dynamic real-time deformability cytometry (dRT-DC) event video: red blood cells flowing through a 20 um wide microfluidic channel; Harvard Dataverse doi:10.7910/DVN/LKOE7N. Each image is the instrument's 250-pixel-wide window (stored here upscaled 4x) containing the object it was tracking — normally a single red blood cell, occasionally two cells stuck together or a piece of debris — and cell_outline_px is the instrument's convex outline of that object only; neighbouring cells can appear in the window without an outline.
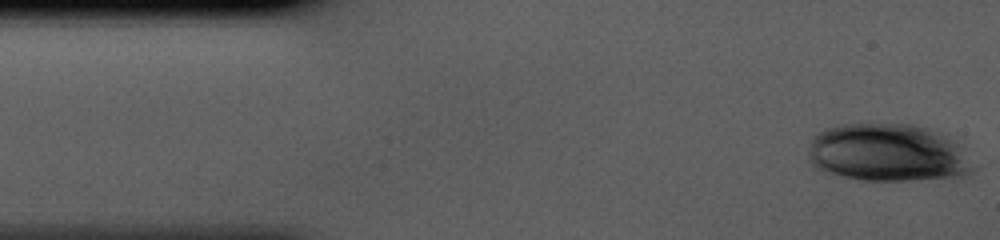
{"species": "human", "species_latin": "Homo sapiens", "temperature_condition": "cold", "stored_images_in_passage": 41, "camera_frame_rate_fps": 3000, "um_per_image_px": 0.085, "donor": {"sex": "male"}, "frame": {"image": 1, "passage_image": 1, "time_ms": 0.0, "image_size_px": [1000, 240], "cell_outline_px": [[976, 168], [972, 172], [960, 180], [860, 180], [836, 176], [820, 172], [808, 160], [808, 152], [812, 140], [816, 132], [824, 128], [840, 124], [912, 124], [928, 128], [940, 132], [948, 136], [960, 144], [964, 148]], "centroid_in_image_um": [75.53, 13.02], "position_along_channel_um": 9.5, "area_um2": 57.22}}
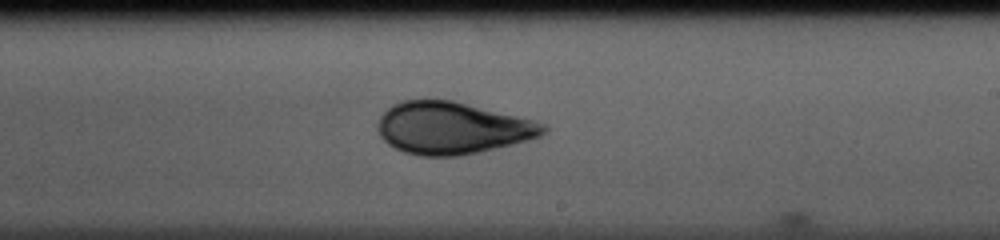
{"frame": {"image": 2, "passage_image": 24, "time_ms": 7.667, "image_size_px": [1000, 240], "cell_outline_px": [[548, 132], [540, 136], [528, 140], [512, 144], [460, 156], [420, 156], [404, 152], [388, 144], [380, 136], [376, 128], [376, 124], [380, 116], [392, 104], [404, 100], [452, 100], [536, 120], [548, 124]], "centroid_in_image_um": [38.45, 10.88], "position_along_channel_um": 250.5, "area_um2": 50.52}}
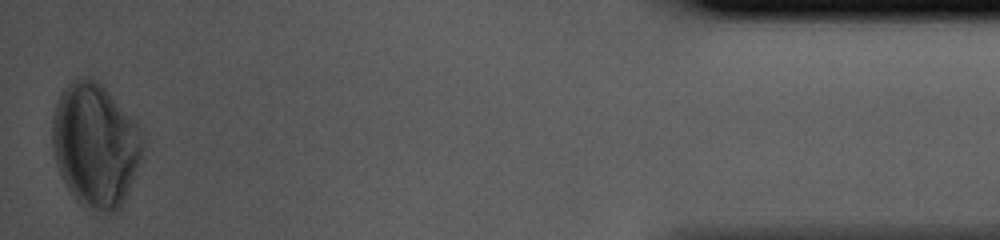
{"frame": {"image": 3, "passage_image": 41, "time_ms": 13.333, "image_size_px": [1000, 240], "cell_outline_px": [[144, 148], [140, 164], [124, 200], [120, 208], [116, 212], [104, 212], [84, 208], [72, 196], [60, 176], [56, 164], [52, 148], [52, 116], [60, 92], [76, 76], [84, 76], [96, 80], [136, 120], [140, 128], [144, 140]], "centroid_in_image_um": [8.1, 12.33], "position_along_channel_um": 427.1, "area_um2": 66.07}}